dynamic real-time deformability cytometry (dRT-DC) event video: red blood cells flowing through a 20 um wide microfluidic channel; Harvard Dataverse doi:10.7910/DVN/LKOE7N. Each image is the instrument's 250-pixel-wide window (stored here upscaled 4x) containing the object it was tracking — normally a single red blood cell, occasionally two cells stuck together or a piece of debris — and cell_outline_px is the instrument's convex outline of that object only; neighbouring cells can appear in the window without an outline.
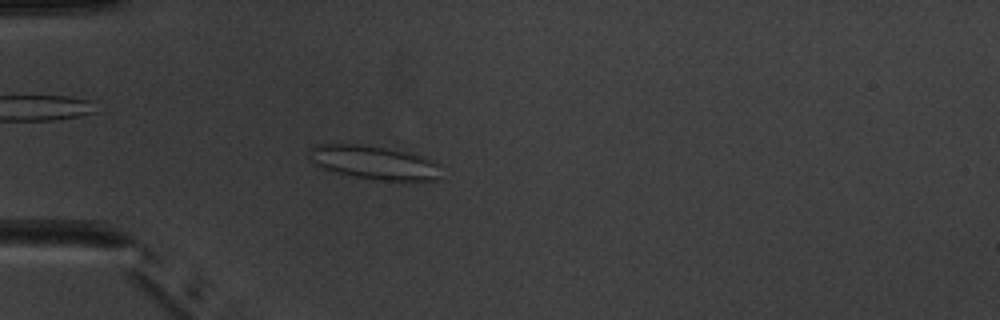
{"species": "common noctule bat (a hibernating species)", "species_latin": "Nyctalus noctula", "temperature_condition": "warm", "stored_images_in_passage": 5, "camera_frame_rate_fps": 3000, "um_per_image_px": 0.085, "animal": {"sex": "male", "body_mass_g": 20.1, "forearm_length_mm": 53.5}, "frame": {"image": 1, "passage_image": 5, "time_ms": 5.667, "image_size_px": [1000, 320], "cell_outline_px": [[440, 164], [436, 180], [376, 180], [336, 172], [324, 168], [316, 164], [308, 156], [308, 148], [316, 144], [364, 144], [408, 152], [432, 160]], "centroid_in_image_um": [31.75, 13.79], "position_along_channel_um": 53.3, "area_um2": 25.61}}